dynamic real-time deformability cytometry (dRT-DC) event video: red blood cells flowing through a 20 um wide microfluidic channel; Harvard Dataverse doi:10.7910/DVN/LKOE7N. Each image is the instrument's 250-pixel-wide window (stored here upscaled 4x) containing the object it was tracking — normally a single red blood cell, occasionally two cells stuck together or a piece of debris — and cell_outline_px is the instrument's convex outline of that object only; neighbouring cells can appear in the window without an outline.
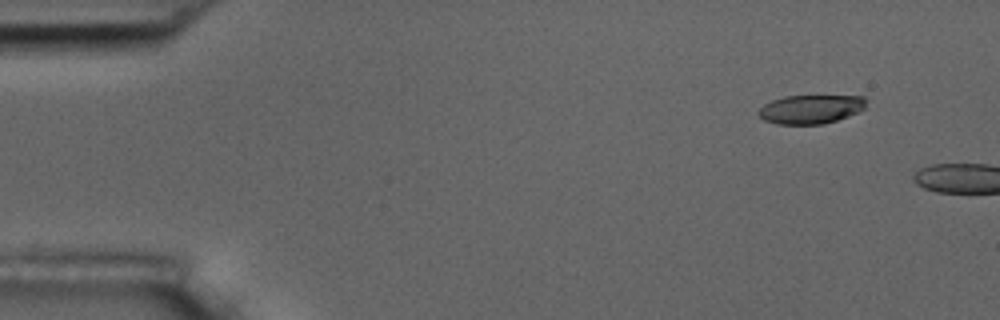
{"species": "common noctule bat (a hibernating species)", "species_latin": "Nyctalus noctula", "temperature_condition": "room temperature", "stored_images_in_passage": 3, "camera_frame_rate_fps": 3000, "um_per_image_px": 0.085, "animal": {"sex": "male", "body_mass_g": 17.5, "forearm_length_mm": 52.3}, "frame": {"image": 1, "passage_image": 2, "time_ms": 1.333, "image_size_px": [1000, 320], "cell_outline_px": [[868, 100], [864, 108], [848, 116], [824, 124], [776, 124], [764, 120], [756, 112], [764, 104], [772, 100], [784, 96], [864, 96]], "centroid_in_image_um": [68.9, 9.28], "position_along_channel_um": 16.1, "area_um2": 18.09}}